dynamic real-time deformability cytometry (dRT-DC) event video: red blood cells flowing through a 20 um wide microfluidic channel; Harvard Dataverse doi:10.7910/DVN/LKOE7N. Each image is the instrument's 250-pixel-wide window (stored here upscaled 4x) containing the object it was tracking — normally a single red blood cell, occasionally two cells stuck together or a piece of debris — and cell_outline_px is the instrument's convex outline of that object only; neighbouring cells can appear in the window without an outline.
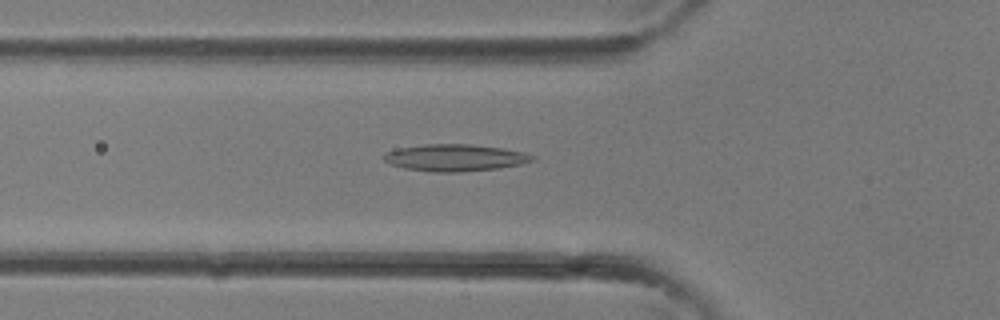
{"species": "common noctule bat (a hibernating species)", "species_latin": "Nyctalus noctula", "temperature_condition": "room temperature", "stored_images_in_passage": 35, "camera_frame_rate_fps": 3000, "um_per_image_px": 0.085, "animal": {"sex": "female"}, "frame": {"image": 1, "passage_image": 12, "time_ms": 3.667, "image_size_px": [1000, 320], "cell_outline_px": [[536, 160], [520, 164], [500, 168], [460, 172], [432, 172], [404, 168], [388, 164], [384, 160], [384, 156], [388, 152], [400, 148], [424, 144], [472, 144], [500, 148], [524, 152], [536, 156]], "centroid_in_image_um": [38.7, 13.41], "position_along_channel_um": 87.1, "area_um2": 23.29}}
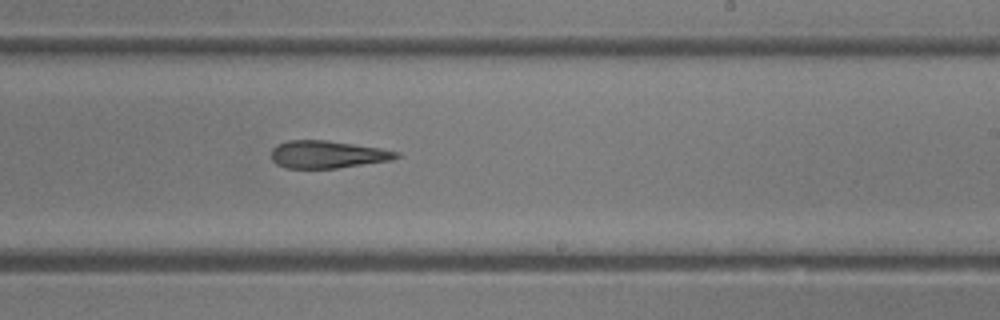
{"frame": {"image": 2, "passage_image": 21, "time_ms": 6.667, "image_size_px": [1000, 320], "cell_outline_px": [[400, 156], [392, 160], [336, 168], [288, 168], [276, 164], [272, 160], [272, 148], [276, 144], [288, 140], [324, 140], [380, 148], [400, 152]], "centroid_in_image_um": [27.82, 13.12], "position_along_channel_um": 261.2, "area_um2": 19.94}}
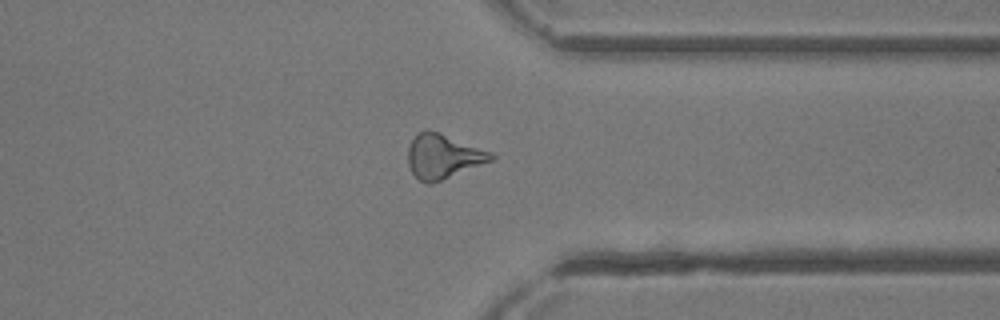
{"frame": {"image": 3, "passage_image": 27, "time_ms": 8.667, "image_size_px": [1000, 320], "cell_outline_px": [[496, 156], [492, 160], [432, 184], [428, 184], [420, 180], [412, 172], [408, 164], [408, 148], [416, 132], [424, 128], [428, 128], [440, 132], [492, 152]], "centroid_in_image_um": [37.64, 13.26], "position_along_channel_um": 373.8, "area_um2": 21.62}}